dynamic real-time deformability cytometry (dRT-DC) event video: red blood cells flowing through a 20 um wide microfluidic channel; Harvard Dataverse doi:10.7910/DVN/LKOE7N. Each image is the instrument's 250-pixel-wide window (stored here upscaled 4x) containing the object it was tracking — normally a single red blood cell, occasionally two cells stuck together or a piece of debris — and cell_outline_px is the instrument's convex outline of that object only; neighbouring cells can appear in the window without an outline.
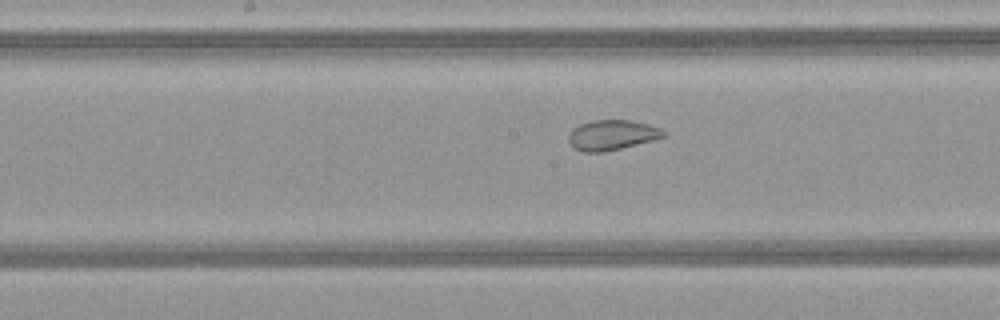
{"species": "common noctule bat (a hibernating species)", "species_latin": "Nyctalus noctula", "temperature_condition": "warm", "stored_images_in_passage": 41, "camera_frame_rate_fps": 3000, "um_per_image_px": 0.085, "animal": {"sex": "female", "body_mass_g": 21.9}, "frame": {"image": 1, "passage_image": 17, "time_ms": 5.333, "image_size_px": [1000, 320], "cell_outline_px": [[668, 136], [656, 140], [604, 152], [584, 152], [572, 148], [568, 140], [568, 136], [572, 128], [580, 124], [592, 120], [632, 120], [648, 124], [660, 128]], "centroid_in_image_um": [52.02, 11.48], "position_along_channel_um": 196.2, "area_um2": 16.94}}
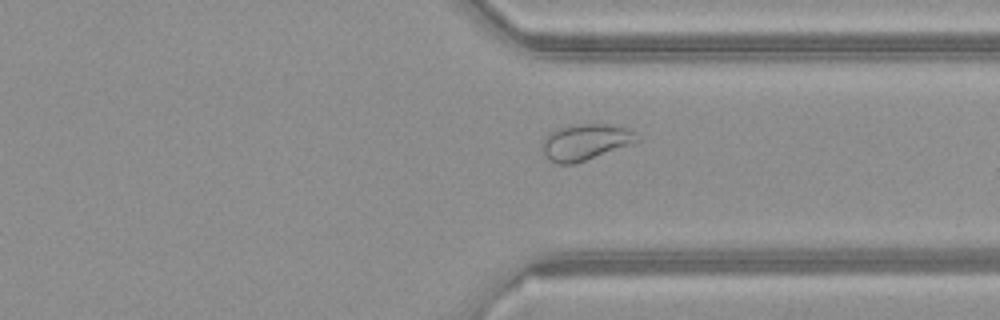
{"frame": {"image": 2, "passage_image": 29, "time_ms": 9.333, "image_size_px": [1000, 320], "cell_outline_px": [[640, 140], [576, 164], [556, 164], [548, 160], [544, 152], [544, 140], [548, 132], [560, 128], [580, 124], [608, 124], [624, 128], [640, 136]], "centroid_in_image_um": [49.74, 12.09], "position_along_channel_um": 361.7, "area_um2": 19.54}}
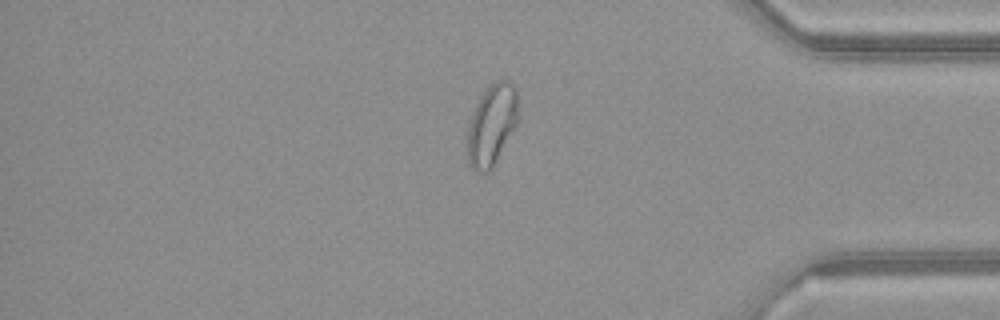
{"frame": {"image": 3, "passage_image": 33, "time_ms": 10.667, "image_size_px": [1000, 320], "cell_outline_px": [[516, 124], [492, 168], [488, 172], [476, 172], [468, 164], [468, 120], [480, 96], [488, 84], [496, 80], [508, 80], [516, 88]], "centroid_in_image_um": [41.75, 10.59], "position_along_channel_um": 393.4, "area_um2": 23.76}, "authors_computed_cell_mechanics": {"area_um2": 22.3686, "velocity_mm_per_s": 4.147, "shape_relaxation_time_tau1_ms": null, "shape_relaxation_time_tau2_ms": 0.7728, "deformation_change_tau1": null, "deformation_change_tau2": 0.0554}}